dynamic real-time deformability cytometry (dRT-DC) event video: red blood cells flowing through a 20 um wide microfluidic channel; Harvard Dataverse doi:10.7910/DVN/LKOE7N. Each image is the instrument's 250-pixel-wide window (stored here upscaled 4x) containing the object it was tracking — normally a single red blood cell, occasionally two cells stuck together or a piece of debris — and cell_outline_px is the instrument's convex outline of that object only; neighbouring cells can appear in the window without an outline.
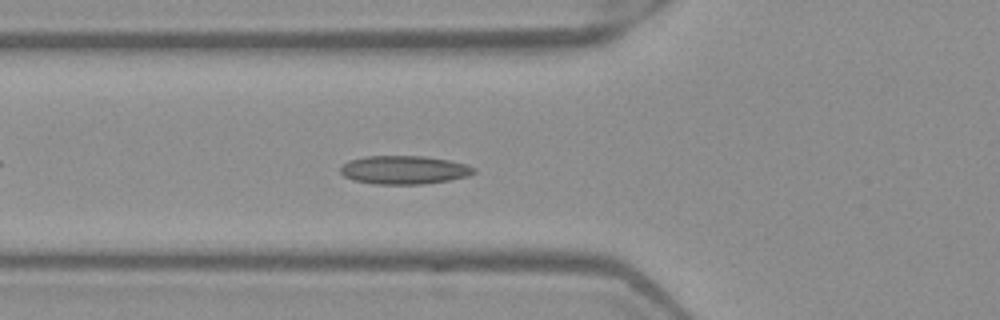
{"species": "Egyptian fruit bat (a non-hibernating species)", "species_latin": "Rousettus aegyptiacus", "temperature_condition": "warm", "stored_images_in_passage": 41, "camera_frame_rate_fps": 3000, "um_per_image_px": 0.085, "frame": {"image": 1, "passage_image": 8, "time_ms": 2.333, "image_size_px": [1000, 320], "cell_outline_px": [[476, 172], [468, 176], [448, 180], [420, 184], [372, 184], [352, 180], [344, 176], [340, 172], [340, 168], [348, 160], [368, 156], [424, 156], [448, 160], [464, 164], [476, 168]], "centroid_in_image_um": [34.32, 14.44], "position_along_channel_um": 91.5, "area_um2": 22.08}}
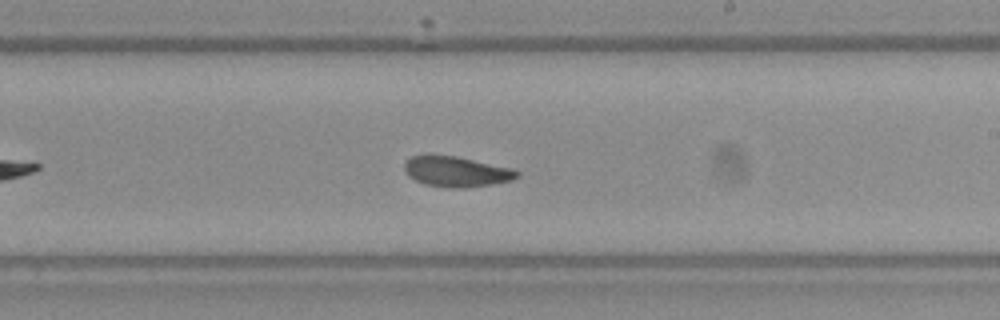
{"frame": {"image": 2, "passage_image": 20, "time_ms": 6.333, "image_size_px": [1000, 320], "cell_outline_px": [[520, 176], [512, 180], [492, 184], [464, 188], [448, 188], [424, 184], [408, 176], [404, 172], [404, 164], [412, 156], [428, 152], [456, 156], [512, 168], [520, 172]], "centroid_in_image_um": [38.75, 14.56], "position_along_channel_um": 250.2, "area_um2": 20.46}}
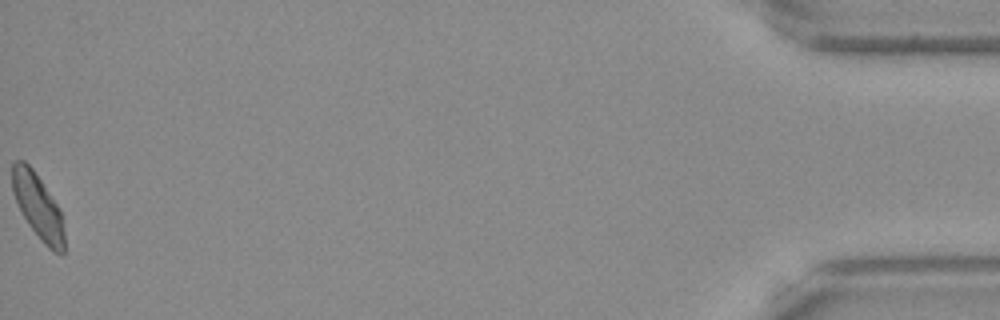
{"frame": {"image": 3, "passage_image": 41, "time_ms": 13.333, "image_size_px": [1000, 320], "cell_outline_px": [[64, 252], [60, 256], [52, 252], [44, 244], [28, 224], [12, 192], [12, 164], [16, 160], [24, 160], [32, 168], [60, 208], [64, 232]], "centroid_in_image_um": [3.24, 17.57], "position_along_channel_um": 432.0, "area_um2": 19.65}, "authors_computed_cell_mechanics": {"area_um2": 20.1144, "velocity_mm_per_s": 3.9582, "shape_relaxation_time_tau1_ms": null, "shape_relaxation_time_tau2_ms": 2.6381, "deformation_change_tau1": null, "deformation_change_tau2": 0.0766}}